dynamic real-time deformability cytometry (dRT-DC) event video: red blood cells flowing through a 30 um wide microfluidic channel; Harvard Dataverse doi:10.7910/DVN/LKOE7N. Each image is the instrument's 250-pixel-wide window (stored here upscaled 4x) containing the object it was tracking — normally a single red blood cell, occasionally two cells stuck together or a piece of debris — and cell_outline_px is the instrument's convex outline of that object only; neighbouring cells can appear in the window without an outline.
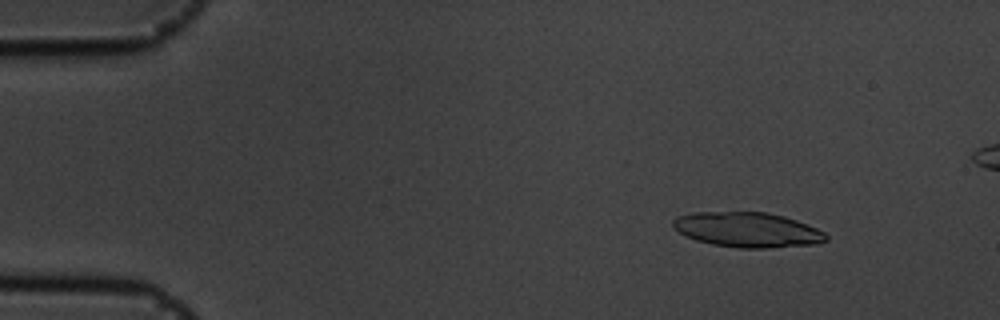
{"species": "common noctule bat (a hibernating species)", "species_latin": "Nyctalus noctula", "temperature_condition": "cold", "stored_images_in_passage": 54, "camera_frame_rate_fps": 3000, "um_per_image_px": 0.085, "animal": {"sex": "male", "body_mass_g": 19.5, "forearm_length_mm": 54.6}, "frame": {"image": 1, "passage_image": 7, "time_ms": 2.0, "image_size_px": [1000, 320], "cell_outline_px": [[828, 240], [816, 244], [768, 248], [740, 248], [712, 244], [696, 240], [684, 236], [672, 228], [672, 220], [676, 216], [692, 212], [768, 212], [784, 216], [796, 220], [816, 228], [824, 232], [828, 236]], "centroid_in_image_um": [63.49, 19.53], "position_along_channel_um": 21.5, "area_um2": 31.44}}